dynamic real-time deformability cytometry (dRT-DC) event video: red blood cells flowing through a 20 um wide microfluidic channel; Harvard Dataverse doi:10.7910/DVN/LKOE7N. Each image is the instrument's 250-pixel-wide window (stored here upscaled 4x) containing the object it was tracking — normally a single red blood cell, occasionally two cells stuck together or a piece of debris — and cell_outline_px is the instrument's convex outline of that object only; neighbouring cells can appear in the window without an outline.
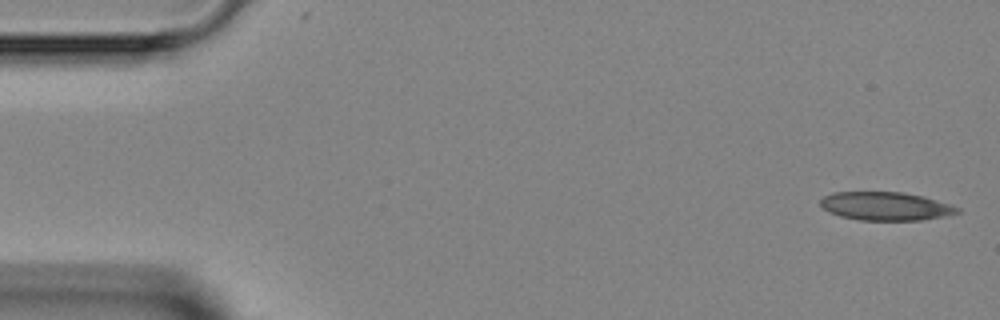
{"species": "Egyptian fruit bat (a non-hibernating species)", "species_latin": "Rousettus aegyptiacus", "temperature_condition": "room temperature", "stored_images_in_passage": 4, "camera_frame_rate_fps": 3000, "um_per_image_px": 0.085, "animal": {"sex": "female"}, "frame": {"image": 1, "passage_image": 1, "time_ms": 0.0, "image_size_px": [1000, 320], "cell_outline_px": [[960, 212], [948, 216], [920, 220], [860, 220], [840, 216], [828, 212], [820, 204], [820, 200], [824, 196], [832, 192], [904, 192], [924, 196], [960, 208]], "centroid_in_image_um": [75.28, 17.52], "position_along_channel_um": 9.7, "area_um2": 22.72}}